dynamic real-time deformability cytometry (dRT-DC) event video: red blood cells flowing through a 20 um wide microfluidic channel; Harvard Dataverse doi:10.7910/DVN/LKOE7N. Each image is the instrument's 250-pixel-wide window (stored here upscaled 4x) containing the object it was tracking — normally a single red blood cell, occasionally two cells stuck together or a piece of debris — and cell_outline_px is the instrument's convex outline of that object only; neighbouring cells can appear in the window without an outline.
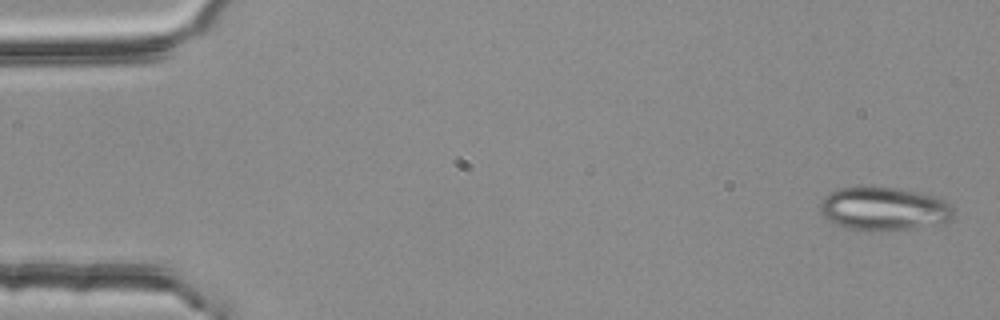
{"species": "common noctule bat (a hibernating species)", "species_latin": "Nyctalus noctula", "temperature_condition": "room temperature", "stored_images_in_passage": 4, "camera_frame_rate_fps": 3000, "um_per_image_px": 0.085, "animal": {"sex": "female", "body_mass_g": 25.1}, "frame": {"image": 1, "passage_image": 1, "time_ms": 0.0, "image_size_px": [1000, 320], "cell_outline_px": [[952, 220], [944, 224], [888, 232], [864, 232], [848, 228], [836, 224], [828, 220], [820, 212], [820, 204], [824, 196], [836, 188], [864, 184], [896, 188], [936, 196], [944, 200], [952, 208]], "centroid_in_image_um": [75.1, 17.75], "position_along_channel_um": 9.9, "area_um2": 35.03}}